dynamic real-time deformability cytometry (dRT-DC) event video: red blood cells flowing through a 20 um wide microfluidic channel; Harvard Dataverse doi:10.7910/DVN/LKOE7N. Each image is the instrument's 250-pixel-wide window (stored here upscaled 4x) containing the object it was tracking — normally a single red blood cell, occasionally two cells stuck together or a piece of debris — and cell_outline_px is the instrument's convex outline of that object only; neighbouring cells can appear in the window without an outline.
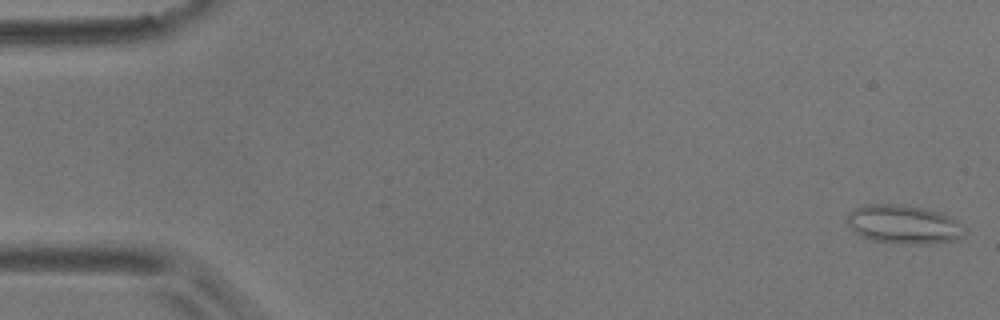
{"species": "common noctule bat (a hibernating species)", "species_latin": "Nyctalus noctula", "temperature_condition": "room temperature", "stored_images_in_passage": 56, "camera_frame_rate_fps": 3000, "um_per_image_px": 0.085, "animal": {"sex": "male", "body_mass_g": 17.9}, "frame": {"image": 1, "passage_image": 1, "time_ms": 0.0, "image_size_px": [1000, 320], "cell_outline_px": [[968, 232], [964, 236], [956, 240], [928, 244], [900, 244], [868, 240], [860, 236], [848, 224], [848, 212], [864, 204], [900, 204], [928, 208], [940, 212], [956, 220]], "centroid_in_image_um": [76.84, 19.08], "position_along_channel_um": 8.2, "area_um2": 26.93}}
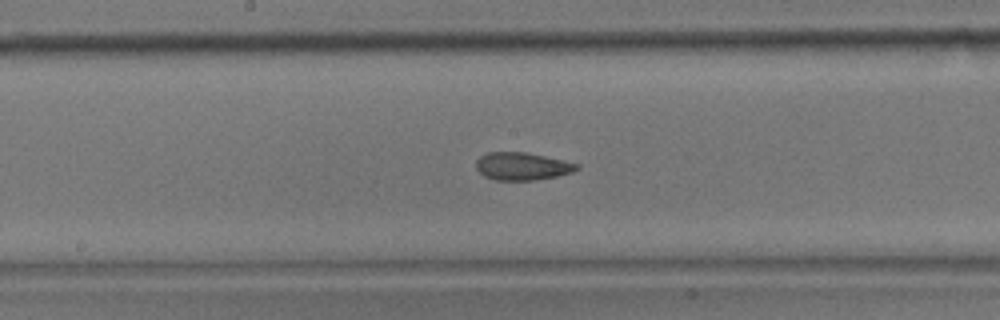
{"frame": {"image": 2, "passage_image": 29, "time_ms": 9.333, "image_size_px": [1000, 320], "cell_outline_px": [[580, 168], [572, 172], [556, 176], [532, 180], [496, 180], [484, 176], [476, 168], [476, 160], [480, 156], [488, 152], [524, 152], [544, 156], [580, 164]], "centroid_in_image_um": [44.37, 14.13], "position_along_channel_um": 203.8, "area_um2": 16.13}}
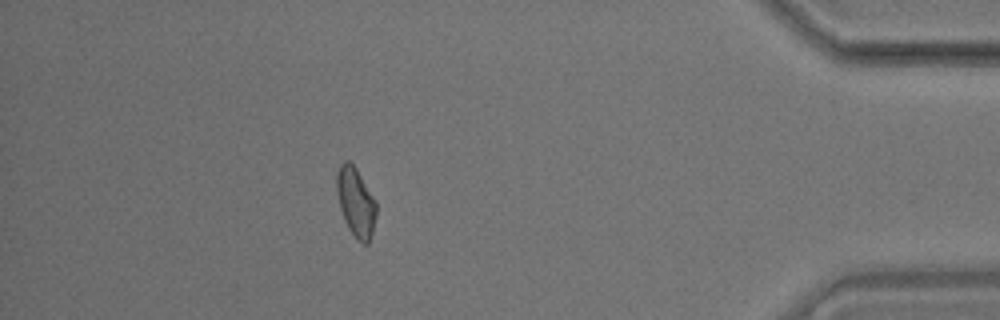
{"frame": {"image": 3, "passage_image": 50, "time_ms": 16.333, "image_size_px": [1000, 320], "cell_outline_px": [[376, 216], [372, 232], [368, 244], [364, 244], [356, 240], [348, 228], [344, 220], [340, 208], [336, 192], [336, 172], [340, 164], [344, 160], [348, 160], [356, 168], [376, 200]], "centroid_in_image_um": [30.23, 17.17], "position_along_channel_um": 405.0, "area_um2": 16.13}, "authors_computed_cell_mechanics": {"area_um2": 16.3863, "velocity_mm_per_s": 3.5362, "shape_relaxation_time_tau1_ms": null, "shape_relaxation_time_tau2_ms": 2.6841, "deformation_change_tau1": null, "deformation_change_tau2": 0.0994}}